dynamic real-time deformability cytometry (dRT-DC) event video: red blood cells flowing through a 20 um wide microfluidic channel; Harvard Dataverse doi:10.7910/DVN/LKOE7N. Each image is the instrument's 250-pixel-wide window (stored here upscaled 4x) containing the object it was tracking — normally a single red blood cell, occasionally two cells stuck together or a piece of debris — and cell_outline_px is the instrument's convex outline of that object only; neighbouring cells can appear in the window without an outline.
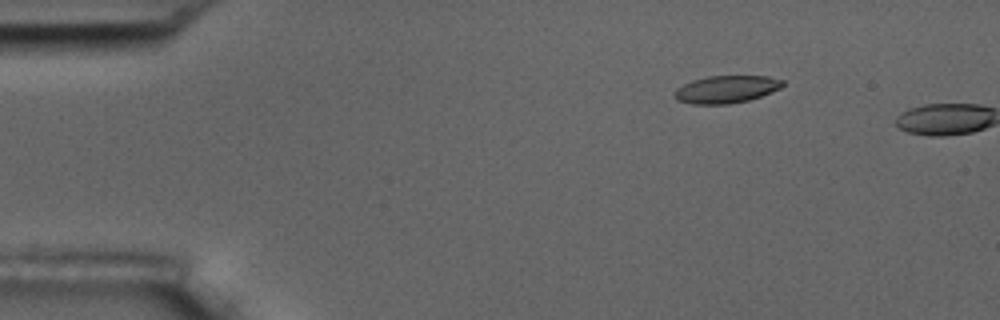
{"species": "common noctule bat (a hibernating species)", "species_latin": "Nyctalus noctula", "temperature_condition": "room temperature", "stored_images_in_passage": 3, "camera_frame_rate_fps": 3000, "um_per_image_px": 0.085, "animal": {"sex": "male", "body_mass_g": 17.5, "forearm_length_mm": 52.3}, "frame": {"image": 1, "passage_image": 2, "time_ms": 1.333, "image_size_px": [1000, 320], "cell_outline_px": [[784, 84], [780, 88], [772, 92], [748, 100], [728, 104], [692, 104], [676, 100], [676, 88], [692, 80], [708, 76], [768, 76], [784, 80]], "centroid_in_image_um": [61.75, 7.58], "position_along_channel_um": 23.3, "area_um2": 17.22}}